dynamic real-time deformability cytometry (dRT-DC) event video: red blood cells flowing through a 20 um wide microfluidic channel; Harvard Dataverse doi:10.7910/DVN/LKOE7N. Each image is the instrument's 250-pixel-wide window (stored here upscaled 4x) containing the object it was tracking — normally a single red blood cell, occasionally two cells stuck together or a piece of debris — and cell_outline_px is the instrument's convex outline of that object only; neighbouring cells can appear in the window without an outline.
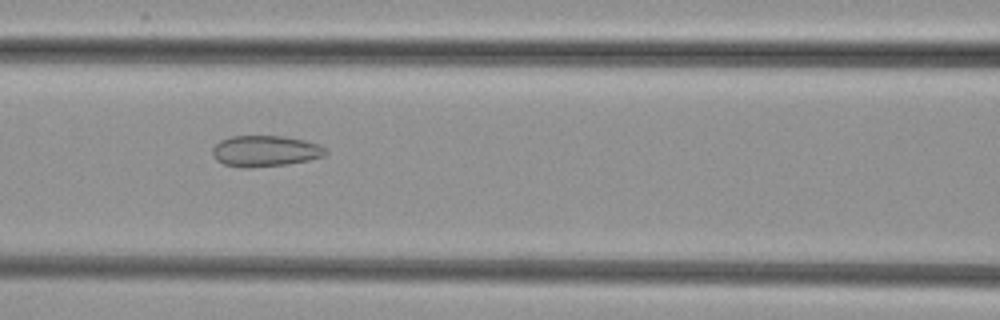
{"species": "common noctule bat (a hibernating species)", "species_latin": "Nyctalus noctula", "temperature_condition": "cold", "stored_images_in_passage": 53, "camera_frame_rate_fps": 3000, "um_per_image_px": 0.085, "animal": {"sex": "female", "body_mass_g": 29.2, "forearm_length_mm": 56.3}, "frame": {"image": 1, "passage_image": 24, "time_ms": 7.667, "image_size_px": [1000, 320], "cell_outline_px": [[328, 152], [324, 156], [308, 160], [288, 164], [248, 168], [244, 168], [224, 164], [216, 160], [212, 156], [212, 148], [220, 140], [232, 136], [284, 136], [304, 140], [316, 144], [324, 148]], "centroid_in_image_um": [22.51, 12.84], "position_along_channel_um": 144.1, "area_um2": 20.46}}
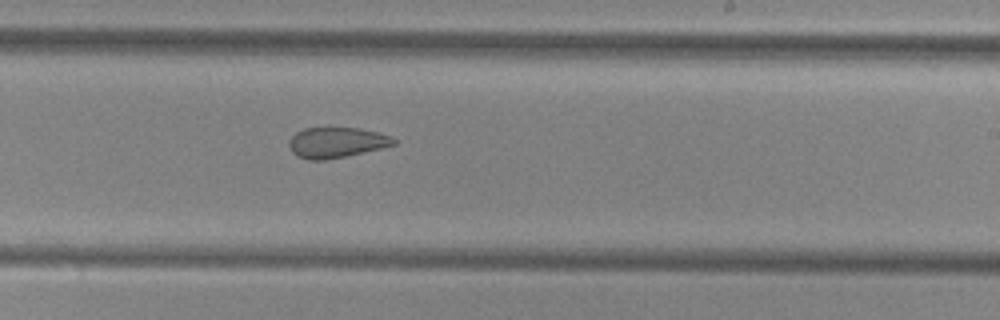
{"frame": {"image": 2, "passage_image": 33, "time_ms": 10.667, "image_size_px": [1000, 320], "cell_outline_px": [[396, 144], [380, 148], [344, 156], [324, 160], [308, 160], [292, 152], [288, 144], [288, 140], [296, 132], [304, 128], [360, 128], [380, 132], [396, 140]], "centroid_in_image_um": [28.57, 12.1], "position_along_channel_um": 260.4, "area_um2": 18.38}}
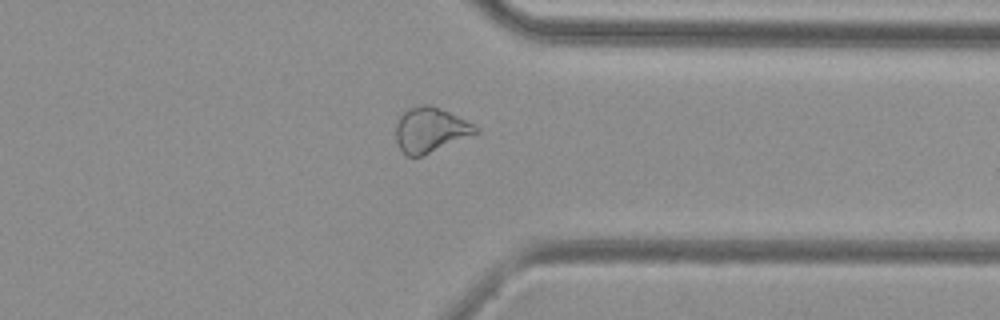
{"frame": {"image": 3, "passage_image": 42, "time_ms": 13.667, "image_size_px": [1000, 320], "cell_outline_px": [[480, 132], [420, 156], [408, 156], [400, 148], [396, 140], [396, 124], [400, 116], [408, 108], [420, 104], [428, 104], [440, 108], [480, 128]], "centroid_in_image_um": [36.56, 11.02], "position_along_channel_um": 374.8, "area_um2": 20.46}}